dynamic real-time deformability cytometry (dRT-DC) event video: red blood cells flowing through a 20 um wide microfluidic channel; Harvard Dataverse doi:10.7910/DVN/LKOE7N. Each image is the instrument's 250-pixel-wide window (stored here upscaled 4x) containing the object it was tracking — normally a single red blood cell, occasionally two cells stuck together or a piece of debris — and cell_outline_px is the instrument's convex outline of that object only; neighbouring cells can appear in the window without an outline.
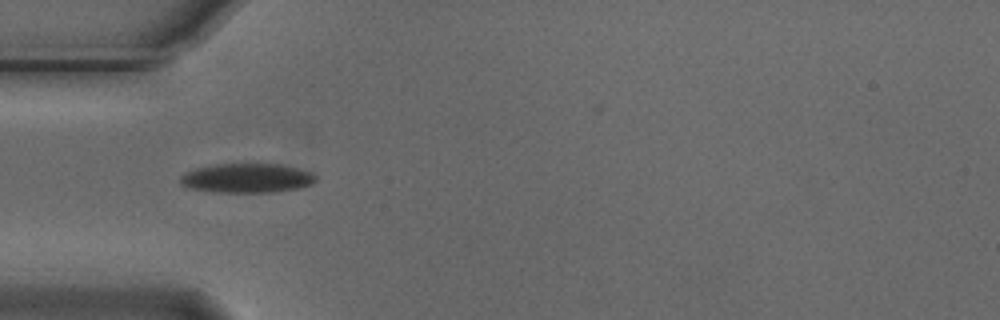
{"species": "Egyptian fruit bat (a non-hibernating species)", "species_latin": "Rousettus aegyptiacus", "temperature_condition": "cold", "stored_images_in_passage": 32, "camera_frame_rate_fps": 3000, "um_per_image_px": 0.085, "animal": {"sex": "male"}, "frame": {"image": 1, "passage_image": 1, "time_ms": 0.0, "image_size_px": [1000, 320], "cell_outline_px": [[316, 180], [312, 184], [300, 188], [272, 192], [216, 192], [192, 188], [180, 184], [180, 176], [184, 172], [196, 168], [216, 164], [280, 164], [312, 172], [316, 176]], "centroid_in_image_um": [20.99, 15.14], "position_along_channel_um": 64.0, "area_um2": 23.12}}
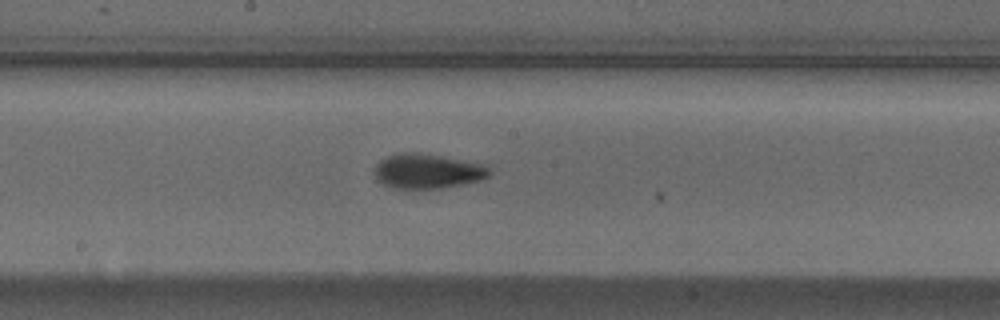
{"frame": {"image": 2, "passage_image": 13, "time_ms": 4.0, "image_size_px": [1000, 320], "cell_outline_px": [[492, 176], [484, 180], [464, 184], [440, 188], [396, 188], [380, 184], [376, 180], [376, 164], [380, 160], [388, 156], [400, 152], [416, 152], [488, 164], [492, 168]], "centroid_in_image_um": [36.43, 14.55], "position_along_channel_um": 211.8, "area_um2": 23.64}}
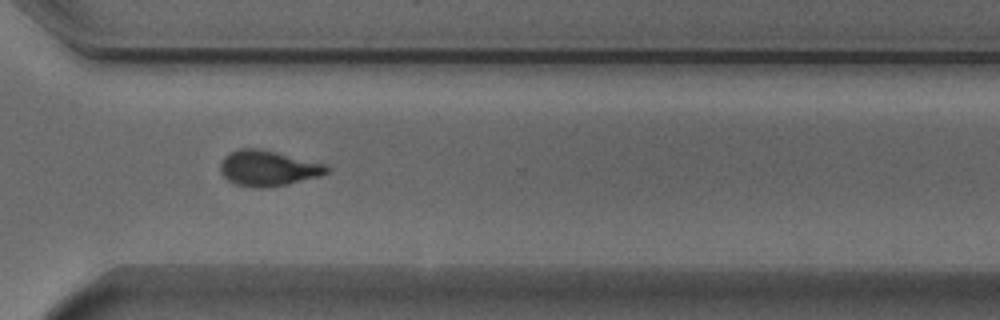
{"frame": {"image": 3, "passage_image": 24, "time_ms": 7.667, "image_size_px": [1000, 320], "cell_outline_px": [[332, 168], [328, 172], [320, 176], [288, 184], [260, 188], [252, 188], [236, 184], [228, 180], [220, 172], [220, 160], [224, 156], [240, 148], [260, 148], [324, 164]], "centroid_in_image_um": [22.76, 14.3], "position_along_channel_um": 347.8, "area_um2": 22.02}, "authors_computed_cell_mechanics": {"area_um2": 22.6576, "velocity_mm_per_s": 3.7135, "shape_relaxation_time_tau1_ms": 4.7882, "shape_relaxation_time_tau2_ms": 2.6686, "deformation_change_tau1": 0.1635, "deformation_change_tau2": 0.0769}}